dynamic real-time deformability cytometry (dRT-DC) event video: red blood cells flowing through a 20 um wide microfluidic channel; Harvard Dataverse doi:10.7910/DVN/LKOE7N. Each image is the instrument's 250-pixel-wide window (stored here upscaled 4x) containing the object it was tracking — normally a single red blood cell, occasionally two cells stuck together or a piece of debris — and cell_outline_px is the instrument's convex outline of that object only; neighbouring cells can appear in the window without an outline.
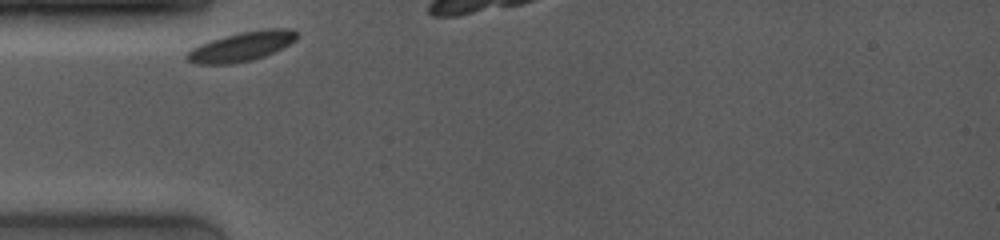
{"species": "common noctule bat (a hibernating species)", "species_latin": "Nyctalus noctula", "temperature_condition": "room temperature", "stored_images_in_passage": 9, "camera_frame_rate_fps": 4000, "um_per_image_px": 0.085, "animal": {"sex": "female", "body_mass_g": 19.0, "forearm_length_mm": 53.3}, "frame": {"image": 1, "passage_image": 1, "time_ms": 0.0, "image_size_px": [1000, 240], "cell_outline_px": [[300, 36], [296, 40], [264, 56], [252, 60], [232, 64], [196, 64], [188, 60], [184, 56], [192, 48], [200, 44], [224, 36], [240, 32], [268, 28], [284, 28], [296, 32]], "centroid_in_image_um": [20.52, 3.95], "position_along_channel_um": 64.5, "area_um2": 18.67}}